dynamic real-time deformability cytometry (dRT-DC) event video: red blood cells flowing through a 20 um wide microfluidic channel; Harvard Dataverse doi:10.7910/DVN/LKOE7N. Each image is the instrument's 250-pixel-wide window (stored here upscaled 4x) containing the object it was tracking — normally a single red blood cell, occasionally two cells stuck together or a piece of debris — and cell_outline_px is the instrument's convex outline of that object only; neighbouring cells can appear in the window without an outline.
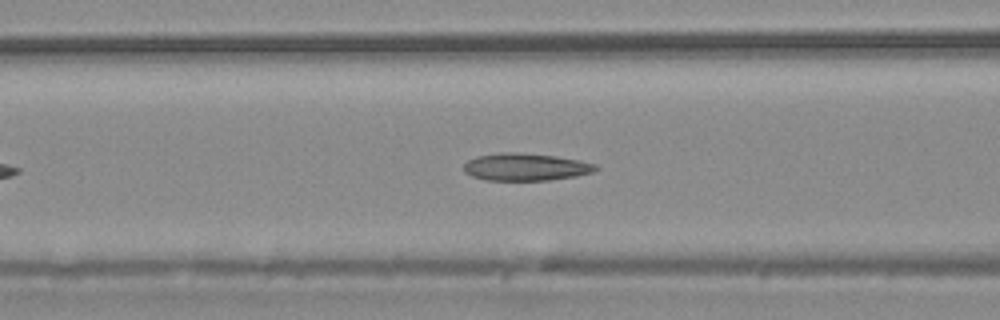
{"species": "common noctule bat (a hibernating species)", "species_latin": "Nyctalus noctula", "temperature_condition": "warm", "stored_images_in_passage": 42, "camera_frame_rate_fps": 3000, "um_per_image_px": 0.085, "animal": {"sex": "male", "body_mass_g": 20.4}, "frame": {"image": 1, "passage_image": 13, "time_ms": 4.0, "image_size_px": [1000, 320], "cell_outline_px": [[600, 168], [592, 172], [576, 176], [548, 180], [484, 180], [472, 176], [464, 172], [464, 164], [468, 160], [476, 156], [500, 152], [520, 152], [556, 156], [580, 160], [596, 164]], "centroid_in_image_um": [44.67, 14.18], "position_along_channel_um": 121.9, "area_um2": 21.21}}
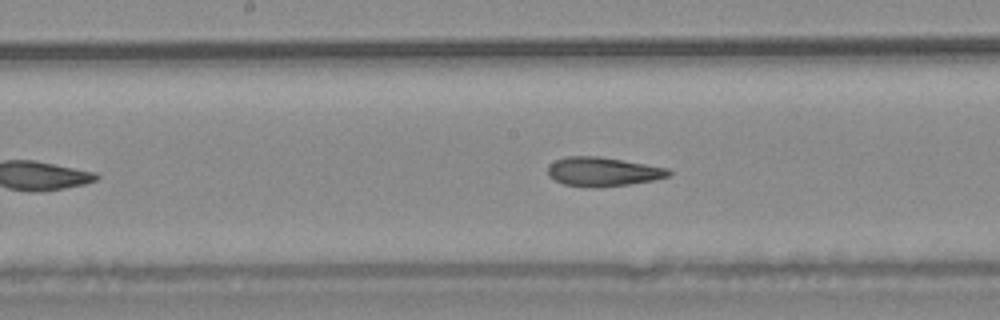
{"frame": {"image": 2, "passage_image": 19, "time_ms": 6.0, "image_size_px": [1000, 320], "cell_outline_px": [[672, 172], [668, 176], [652, 180], [628, 184], [600, 188], [592, 188], [564, 184], [548, 176], [548, 164], [556, 160], [568, 156], [596, 156], [668, 168]], "centroid_in_image_um": [51.2, 14.6], "position_along_channel_um": 197.0, "area_um2": 20.29}}
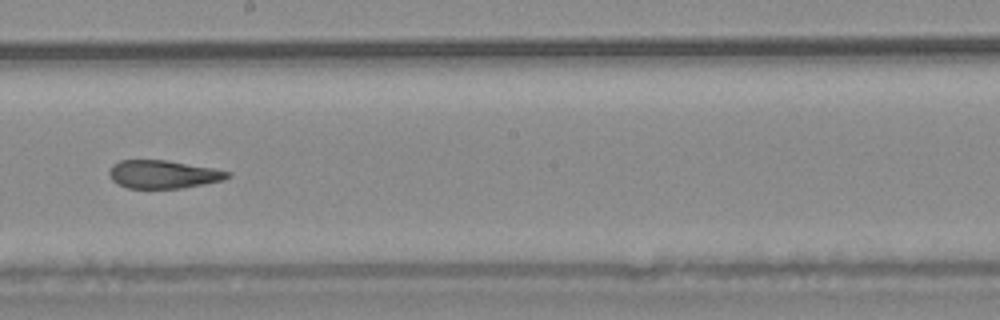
{"frame": {"image": 3, "passage_image": 22, "time_ms": 7.0, "image_size_px": [1000, 320], "cell_outline_px": [[232, 176], [224, 180], [204, 184], [180, 188], [128, 188], [112, 180], [108, 172], [112, 164], [120, 160], [168, 160], [212, 168], [232, 172]], "centroid_in_image_um": [13.89, 14.81], "position_along_channel_um": 234.3, "area_um2": 19.42}, "authors_computed_cell_mechanics": {"area_um2": 20.6924, "velocity_mm_per_s": 3.7427, "shape_relaxation_time_tau1_ms": null, "shape_relaxation_time_tau2_ms": 3.2938, "deformation_change_tau1": null, "deformation_change_tau2": 0.1081}}